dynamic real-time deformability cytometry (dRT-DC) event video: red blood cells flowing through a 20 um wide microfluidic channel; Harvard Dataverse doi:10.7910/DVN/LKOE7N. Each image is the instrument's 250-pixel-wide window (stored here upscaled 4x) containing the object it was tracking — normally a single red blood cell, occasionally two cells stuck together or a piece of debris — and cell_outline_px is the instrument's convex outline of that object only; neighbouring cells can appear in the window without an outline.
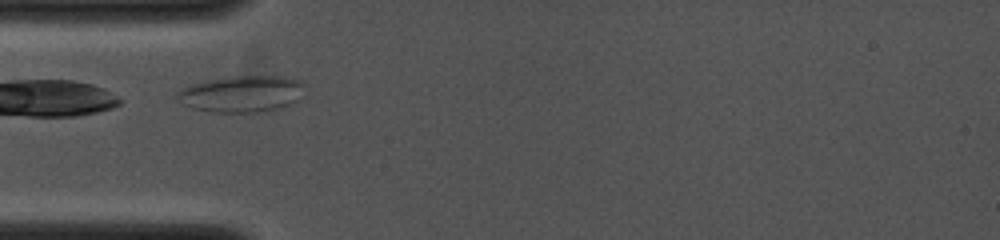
{"species": "common noctule bat (a hibernating species)", "species_latin": "Nyctalus noctula", "temperature_condition": "cold", "stored_images_in_passage": 10, "camera_frame_rate_fps": 4000, "um_per_image_px": 0.085, "animal": {"sex": "female", "body_mass_g": 19.0, "forearm_length_mm": 53.3}, "frame": {"image": 1, "passage_image": 2, "time_ms": 0.25, "image_size_px": [1000, 240], "cell_outline_px": [[304, 84], [296, 100], [288, 104], [276, 108], [256, 112], [216, 112], [192, 108], [184, 104], [176, 96], [176, 92], [192, 84], [208, 80], [232, 76], [288, 76], [300, 80]], "centroid_in_image_um": [20.52, 7.96], "position_along_channel_um": 64.5, "area_um2": 26.59}}